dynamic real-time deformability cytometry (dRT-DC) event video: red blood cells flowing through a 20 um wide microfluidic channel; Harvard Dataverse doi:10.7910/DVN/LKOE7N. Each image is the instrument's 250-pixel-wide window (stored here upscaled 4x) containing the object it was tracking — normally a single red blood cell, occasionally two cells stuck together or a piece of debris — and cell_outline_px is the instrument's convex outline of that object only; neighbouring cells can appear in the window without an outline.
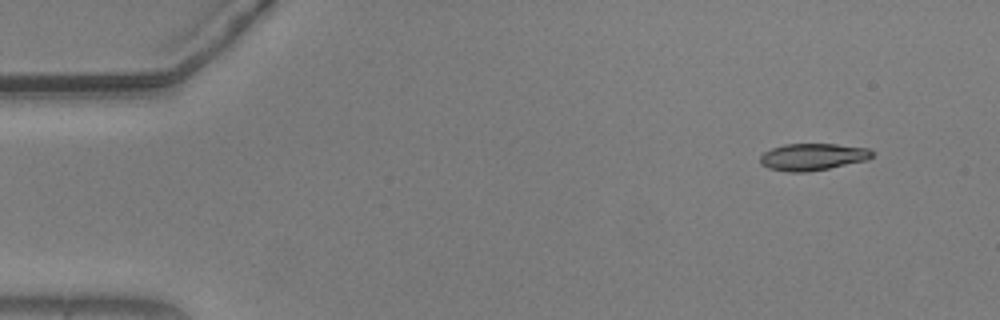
{"species": "common noctule bat (a hibernating species)", "species_latin": "Nyctalus noctula", "temperature_condition": "warm", "stored_images_in_passage": 43, "camera_frame_rate_fps": 3000, "um_per_image_px": 0.085, "animal": {"sex": "male", "body_mass_g": 20.5, "forearm_length_mm": 52.5}, "frame": {"image": 1, "passage_image": 1, "time_ms": 0.0, "image_size_px": [1000, 320], "cell_outline_px": [[872, 156], [868, 160], [808, 172], [788, 172], [768, 168], [760, 164], [760, 156], [764, 152], [772, 148], [784, 144], [836, 144], [868, 148], [872, 152]], "centroid_in_image_um": [69.05, 13.33], "position_along_channel_um": 16.0, "area_um2": 17.57}}
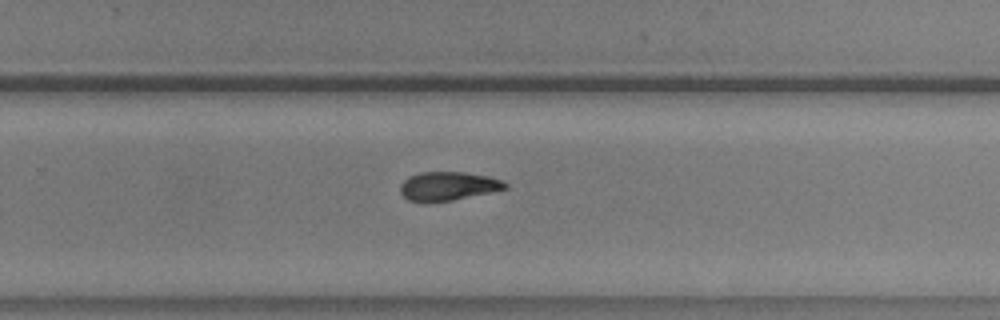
{"frame": {"image": 2, "passage_image": 32, "time_ms": 10.333, "image_size_px": [1000, 320], "cell_outline_px": [[508, 188], [452, 200], [408, 200], [400, 192], [400, 184], [408, 176], [420, 172], [464, 172], [488, 176], [504, 180], [508, 184]], "centroid_in_image_um": [38.11, 15.78], "position_along_channel_um": 291.7, "area_um2": 17.22}}
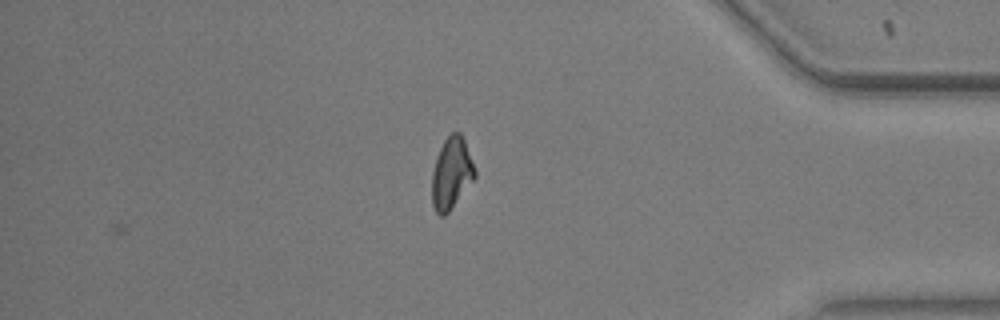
{"frame": {"image": 3, "passage_image": 43, "time_ms": 14.0, "image_size_px": [1000, 320], "cell_outline_px": [[476, 176], [448, 212], [444, 216], [440, 216], [436, 212], [432, 204], [432, 172], [440, 148], [444, 140], [452, 132], [460, 132], [464, 140], [476, 172]], "centroid_in_image_um": [38.36, 14.73], "position_along_channel_um": 396.8, "area_um2": 17.51}, "authors_computed_cell_mechanics": {"area_um2": 17.8602, "velocity_mm_per_s": 3.6969, "shape_relaxation_time_tau1_ms": 5.669, "shape_relaxation_time_tau2_ms": null, "deformation_change_tau1": 0.172, "deformation_change_tau2": null}}